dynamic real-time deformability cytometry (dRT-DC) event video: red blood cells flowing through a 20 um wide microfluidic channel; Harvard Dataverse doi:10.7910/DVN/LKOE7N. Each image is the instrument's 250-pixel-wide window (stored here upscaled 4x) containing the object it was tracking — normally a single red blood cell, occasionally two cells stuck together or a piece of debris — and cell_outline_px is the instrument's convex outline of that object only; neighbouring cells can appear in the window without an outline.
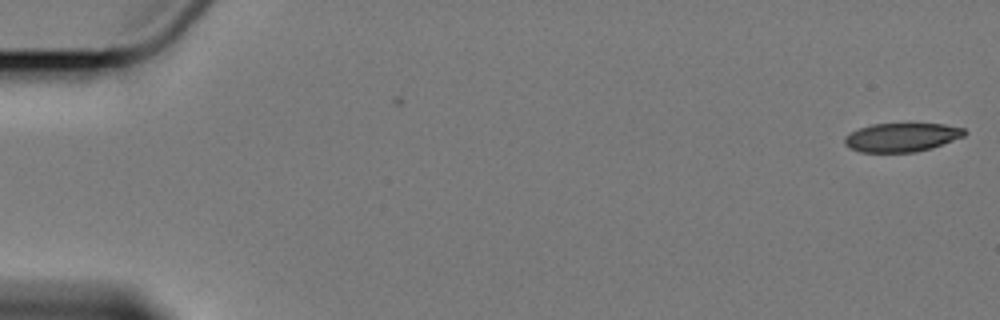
{"species": "Egyptian fruit bat (a non-hibernating species)", "species_latin": "Rousettus aegyptiacus", "temperature_condition": "cold", "stored_images_in_passage": 2, "camera_frame_rate_fps": 3000, "um_per_image_px": 0.085, "animal": {"sex": "female"}, "frame": {"image": 1, "passage_image": 2, "time_ms": 2.0, "image_size_px": [1000, 320], "cell_outline_px": [[968, 132], [964, 136], [932, 148], [916, 152], [860, 152], [844, 144], [844, 136], [860, 128], [872, 124], [944, 124], [964, 128]], "centroid_in_image_um": [76.67, 11.67], "position_along_channel_um": 8.3, "area_um2": 20.0}}